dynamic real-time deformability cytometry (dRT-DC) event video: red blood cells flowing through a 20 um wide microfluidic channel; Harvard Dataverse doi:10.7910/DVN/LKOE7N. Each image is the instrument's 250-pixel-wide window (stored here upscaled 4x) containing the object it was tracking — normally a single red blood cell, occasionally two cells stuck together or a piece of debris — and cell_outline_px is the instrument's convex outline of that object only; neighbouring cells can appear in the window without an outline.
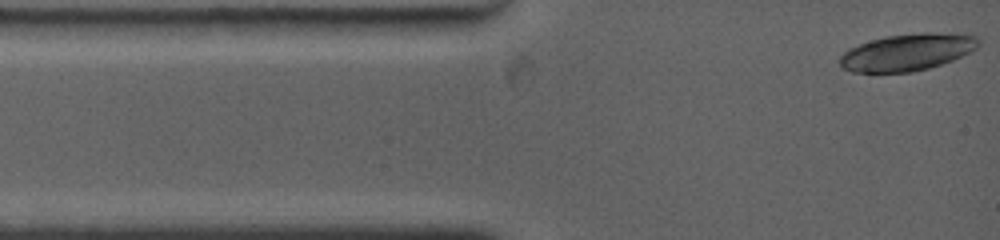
{"species": "common noctule bat (a hibernating species)", "species_latin": "Nyctalus noctula", "temperature_condition": "warm", "stored_images_in_passage": 54, "camera_frame_rate_fps": 4500, "um_per_image_px": 0.085, "animal": {"sex": "female", "body_mass_g": 19.0, "forearm_length_mm": 53.3}, "frame": {"image": 1, "passage_image": 1, "time_ms": 0.0, "image_size_px": [1000, 240], "cell_outline_px": [[980, 44], [976, 48], [952, 60], [928, 68], [912, 72], [852, 72], [840, 68], [840, 56], [848, 48], [884, 36], [920, 32], [964, 32], [976, 36], [980, 40]], "centroid_in_image_um": [77.14, 4.41], "position_along_channel_um": 7.9, "area_um2": 30.17}}
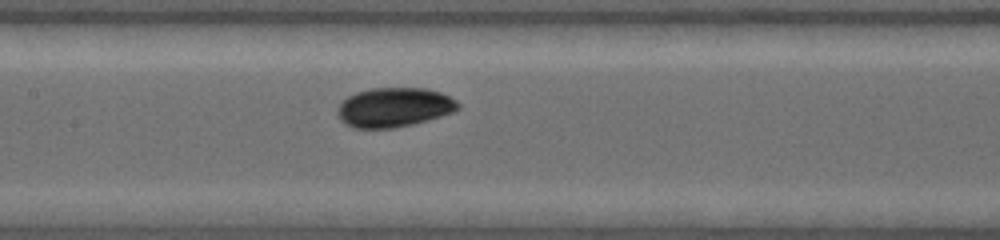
{"frame": {"image": 2, "passage_image": 32, "time_ms": 5.556, "image_size_px": [1000, 240], "cell_outline_px": [[460, 108], [452, 112], [428, 120], [412, 124], [392, 128], [352, 128], [344, 124], [340, 120], [336, 112], [340, 104], [348, 96], [356, 92], [372, 88], [424, 88], [440, 92], [456, 100], [460, 104]], "centroid_in_image_um": [33.48, 9.13], "position_along_channel_um": 173.9, "area_um2": 27.69}}
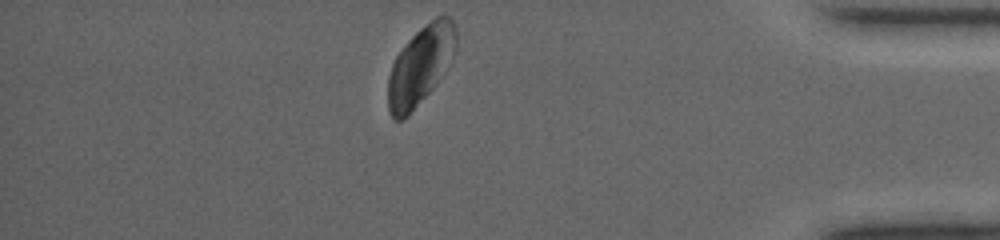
{"frame": {"image": 3, "passage_image": 54, "time_ms": 12.667, "image_size_px": [1000, 240], "cell_outline_px": [[456, 48], [452, 56], [436, 84], [408, 116], [404, 120], [392, 120], [388, 112], [388, 76], [392, 64], [396, 56], [408, 40], [420, 28], [436, 16], [448, 16], [456, 24]], "centroid_in_image_um": [35.71, 5.59], "position_along_channel_um": 399.5, "area_um2": 31.04}, "authors_computed_cell_mechanics": {"area_um2": 29.4202, "velocity_mm_per_s": 3.7546, "shape_relaxation_time_tau1_ms": 2.1616, "shape_relaxation_time_tau2_ms": null, "deformation_change_tau1": 0.2082, "deformation_change_tau2": null}}